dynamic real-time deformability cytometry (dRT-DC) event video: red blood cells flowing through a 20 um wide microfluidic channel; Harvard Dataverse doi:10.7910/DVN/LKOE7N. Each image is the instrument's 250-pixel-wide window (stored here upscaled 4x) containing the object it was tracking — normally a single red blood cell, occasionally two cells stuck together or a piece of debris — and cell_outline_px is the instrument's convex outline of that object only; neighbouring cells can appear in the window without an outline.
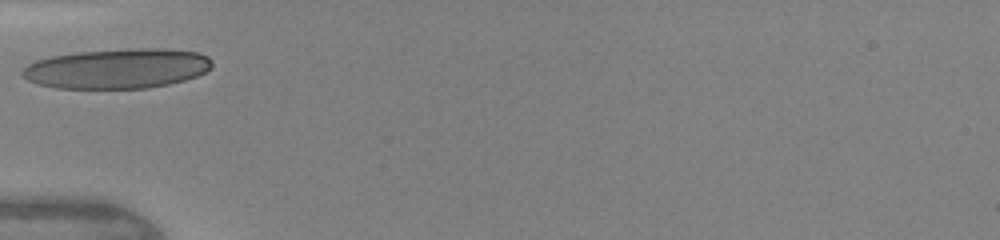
{"species": "human", "species_latin": "Homo sapiens", "temperature_condition": "warm", "stored_images_in_passage": 1, "camera_frame_rate_fps": 3000, "um_per_image_px": 0.085, "donor": {"sex": "female"}, "frame": {"image": 1, "passage_image": 1, "time_ms": 0.0, "image_size_px": [1000, 240], "cell_outline_px": [[212, 68], [196, 76], [184, 80], [168, 84], [148, 88], [56, 88], [36, 84], [20, 76], [20, 72], [28, 64], [36, 60], [52, 56], [80, 52], [132, 48], [164, 48], [200, 52], [208, 56], [212, 60]], "centroid_in_image_um": [9.97, 5.82], "position_along_channel_um": 75.0, "area_um2": 44.33}}